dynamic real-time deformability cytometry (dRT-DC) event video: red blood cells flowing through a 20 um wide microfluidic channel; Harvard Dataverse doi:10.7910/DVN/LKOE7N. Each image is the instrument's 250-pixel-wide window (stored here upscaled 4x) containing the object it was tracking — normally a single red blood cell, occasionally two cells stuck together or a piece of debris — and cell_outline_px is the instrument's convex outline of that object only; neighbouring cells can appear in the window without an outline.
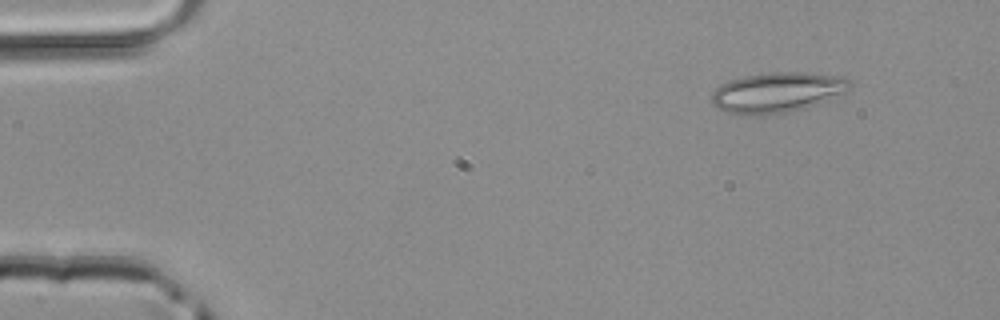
{"species": "common noctule bat (a hibernating species)", "species_latin": "Nyctalus noctula", "temperature_condition": "room temperature", "stored_images_in_passage": 9, "camera_frame_rate_fps": 3000, "um_per_image_px": 0.085, "animal": {"sex": "male", "body_mass_g": 20.4}, "frame": {"image": 1, "passage_image": 1, "time_ms": 0.0, "image_size_px": [1000, 320], "cell_outline_px": [[852, 88], [848, 92], [800, 108], [784, 112], [756, 116], [728, 112], [720, 108], [712, 100], [712, 92], [720, 84], [728, 80], [744, 76], [772, 72], [804, 72], [844, 76], [852, 84]], "centroid_in_image_um": [66.08, 7.82], "position_along_channel_um": 18.9, "area_um2": 32.02}}